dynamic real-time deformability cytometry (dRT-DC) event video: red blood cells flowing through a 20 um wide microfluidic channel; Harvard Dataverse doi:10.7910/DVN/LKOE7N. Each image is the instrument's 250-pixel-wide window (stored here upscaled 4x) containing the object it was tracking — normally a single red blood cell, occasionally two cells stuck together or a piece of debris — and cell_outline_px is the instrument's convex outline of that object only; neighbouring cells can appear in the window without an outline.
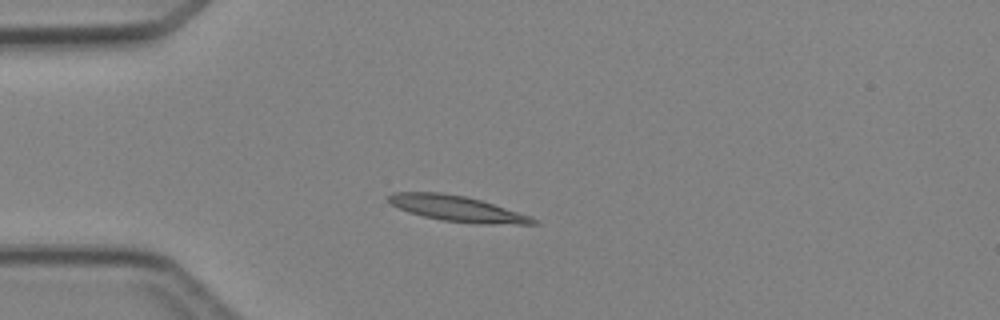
{"species": "Egyptian fruit bat (a non-hibernating species)", "species_latin": "Rousettus aegyptiacus", "temperature_condition": "cold", "stored_images_in_passage": 3, "camera_frame_rate_fps": 3000, "um_per_image_px": 0.085, "animal": {"sex": "female"}, "frame": {"image": 1, "passage_image": 3, "time_ms": 2.333, "image_size_px": [1000, 320], "cell_outline_px": [[540, 224], [476, 224], [440, 220], [408, 212], [392, 204], [388, 200], [388, 196], [392, 192], [440, 192], [464, 196], [480, 200], [532, 216]], "centroid_in_image_um": [38.88, 17.74], "position_along_channel_um": 46.1, "area_um2": 21.56}}